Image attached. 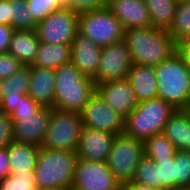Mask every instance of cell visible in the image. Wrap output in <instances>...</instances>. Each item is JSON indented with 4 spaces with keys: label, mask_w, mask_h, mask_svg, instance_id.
<instances>
[{
    "label": "cell",
    "mask_w": 190,
    "mask_h": 190,
    "mask_svg": "<svg viewBox=\"0 0 190 190\" xmlns=\"http://www.w3.org/2000/svg\"><path fill=\"white\" fill-rule=\"evenodd\" d=\"M133 64L157 66L179 50L167 30L154 28L125 29L124 39Z\"/></svg>",
    "instance_id": "1"
},
{
    "label": "cell",
    "mask_w": 190,
    "mask_h": 190,
    "mask_svg": "<svg viewBox=\"0 0 190 190\" xmlns=\"http://www.w3.org/2000/svg\"><path fill=\"white\" fill-rule=\"evenodd\" d=\"M158 94L176 109H190V69L179 49L170 58L154 66Z\"/></svg>",
    "instance_id": "2"
},
{
    "label": "cell",
    "mask_w": 190,
    "mask_h": 190,
    "mask_svg": "<svg viewBox=\"0 0 190 190\" xmlns=\"http://www.w3.org/2000/svg\"><path fill=\"white\" fill-rule=\"evenodd\" d=\"M96 91L92 78L83 75L72 62L55 69L53 109L81 112Z\"/></svg>",
    "instance_id": "3"
},
{
    "label": "cell",
    "mask_w": 190,
    "mask_h": 190,
    "mask_svg": "<svg viewBox=\"0 0 190 190\" xmlns=\"http://www.w3.org/2000/svg\"><path fill=\"white\" fill-rule=\"evenodd\" d=\"M76 151L39 148L34 178L38 190L56 187H72Z\"/></svg>",
    "instance_id": "4"
},
{
    "label": "cell",
    "mask_w": 190,
    "mask_h": 190,
    "mask_svg": "<svg viewBox=\"0 0 190 190\" xmlns=\"http://www.w3.org/2000/svg\"><path fill=\"white\" fill-rule=\"evenodd\" d=\"M176 110L159 97L139 102L125 118L123 133L145 141L153 135L162 133L165 124Z\"/></svg>",
    "instance_id": "5"
},
{
    "label": "cell",
    "mask_w": 190,
    "mask_h": 190,
    "mask_svg": "<svg viewBox=\"0 0 190 190\" xmlns=\"http://www.w3.org/2000/svg\"><path fill=\"white\" fill-rule=\"evenodd\" d=\"M83 127L79 112L51 108V118L41 147L76 151Z\"/></svg>",
    "instance_id": "6"
},
{
    "label": "cell",
    "mask_w": 190,
    "mask_h": 190,
    "mask_svg": "<svg viewBox=\"0 0 190 190\" xmlns=\"http://www.w3.org/2000/svg\"><path fill=\"white\" fill-rule=\"evenodd\" d=\"M145 156L144 141L125 135H116L106 164L121 183L134 179L137 166Z\"/></svg>",
    "instance_id": "7"
},
{
    "label": "cell",
    "mask_w": 190,
    "mask_h": 190,
    "mask_svg": "<svg viewBox=\"0 0 190 190\" xmlns=\"http://www.w3.org/2000/svg\"><path fill=\"white\" fill-rule=\"evenodd\" d=\"M124 32L123 25L107 7L79 14L78 33L100 47L123 40Z\"/></svg>",
    "instance_id": "8"
},
{
    "label": "cell",
    "mask_w": 190,
    "mask_h": 190,
    "mask_svg": "<svg viewBox=\"0 0 190 190\" xmlns=\"http://www.w3.org/2000/svg\"><path fill=\"white\" fill-rule=\"evenodd\" d=\"M78 17L77 12L65 7L53 11L38 22V39L46 44L71 45L78 33Z\"/></svg>",
    "instance_id": "9"
},
{
    "label": "cell",
    "mask_w": 190,
    "mask_h": 190,
    "mask_svg": "<svg viewBox=\"0 0 190 190\" xmlns=\"http://www.w3.org/2000/svg\"><path fill=\"white\" fill-rule=\"evenodd\" d=\"M73 190H121V183L110 171L106 162L77 159Z\"/></svg>",
    "instance_id": "10"
},
{
    "label": "cell",
    "mask_w": 190,
    "mask_h": 190,
    "mask_svg": "<svg viewBox=\"0 0 190 190\" xmlns=\"http://www.w3.org/2000/svg\"><path fill=\"white\" fill-rule=\"evenodd\" d=\"M133 62L126 42L121 40L101 49L95 85L127 78Z\"/></svg>",
    "instance_id": "11"
},
{
    "label": "cell",
    "mask_w": 190,
    "mask_h": 190,
    "mask_svg": "<svg viewBox=\"0 0 190 190\" xmlns=\"http://www.w3.org/2000/svg\"><path fill=\"white\" fill-rule=\"evenodd\" d=\"M84 127L122 134L125 118L115 112L95 91L80 112Z\"/></svg>",
    "instance_id": "12"
},
{
    "label": "cell",
    "mask_w": 190,
    "mask_h": 190,
    "mask_svg": "<svg viewBox=\"0 0 190 190\" xmlns=\"http://www.w3.org/2000/svg\"><path fill=\"white\" fill-rule=\"evenodd\" d=\"M51 118V107H41L34 115L21 116L13 123V141L41 147Z\"/></svg>",
    "instance_id": "13"
},
{
    "label": "cell",
    "mask_w": 190,
    "mask_h": 190,
    "mask_svg": "<svg viewBox=\"0 0 190 190\" xmlns=\"http://www.w3.org/2000/svg\"><path fill=\"white\" fill-rule=\"evenodd\" d=\"M96 92L115 112L126 118L138 101L127 78L96 85Z\"/></svg>",
    "instance_id": "14"
},
{
    "label": "cell",
    "mask_w": 190,
    "mask_h": 190,
    "mask_svg": "<svg viewBox=\"0 0 190 190\" xmlns=\"http://www.w3.org/2000/svg\"><path fill=\"white\" fill-rule=\"evenodd\" d=\"M115 137L116 134L83 126L76 150L78 159L106 162Z\"/></svg>",
    "instance_id": "15"
},
{
    "label": "cell",
    "mask_w": 190,
    "mask_h": 190,
    "mask_svg": "<svg viewBox=\"0 0 190 190\" xmlns=\"http://www.w3.org/2000/svg\"><path fill=\"white\" fill-rule=\"evenodd\" d=\"M154 162L160 166L162 190L190 187V151L177 150L174 160Z\"/></svg>",
    "instance_id": "16"
},
{
    "label": "cell",
    "mask_w": 190,
    "mask_h": 190,
    "mask_svg": "<svg viewBox=\"0 0 190 190\" xmlns=\"http://www.w3.org/2000/svg\"><path fill=\"white\" fill-rule=\"evenodd\" d=\"M107 8L118 18L124 29L152 26L144 0H108Z\"/></svg>",
    "instance_id": "17"
},
{
    "label": "cell",
    "mask_w": 190,
    "mask_h": 190,
    "mask_svg": "<svg viewBox=\"0 0 190 190\" xmlns=\"http://www.w3.org/2000/svg\"><path fill=\"white\" fill-rule=\"evenodd\" d=\"M99 45L77 33L71 43V62L85 76L96 77L101 55Z\"/></svg>",
    "instance_id": "18"
},
{
    "label": "cell",
    "mask_w": 190,
    "mask_h": 190,
    "mask_svg": "<svg viewBox=\"0 0 190 190\" xmlns=\"http://www.w3.org/2000/svg\"><path fill=\"white\" fill-rule=\"evenodd\" d=\"M29 83V66H24L10 77L0 80V111L8 115L13 112L20 98L28 93Z\"/></svg>",
    "instance_id": "19"
},
{
    "label": "cell",
    "mask_w": 190,
    "mask_h": 190,
    "mask_svg": "<svg viewBox=\"0 0 190 190\" xmlns=\"http://www.w3.org/2000/svg\"><path fill=\"white\" fill-rule=\"evenodd\" d=\"M30 67V83L28 96L42 107L53 106L55 88V69L28 65Z\"/></svg>",
    "instance_id": "20"
},
{
    "label": "cell",
    "mask_w": 190,
    "mask_h": 190,
    "mask_svg": "<svg viewBox=\"0 0 190 190\" xmlns=\"http://www.w3.org/2000/svg\"><path fill=\"white\" fill-rule=\"evenodd\" d=\"M127 79L131 84V88L138 103L157 97L158 86L154 67L133 64L128 73Z\"/></svg>",
    "instance_id": "21"
},
{
    "label": "cell",
    "mask_w": 190,
    "mask_h": 190,
    "mask_svg": "<svg viewBox=\"0 0 190 190\" xmlns=\"http://www.w3.org/2000/svg\"><path fill=\"white\" fill-rule=\"evenodd\" d=\"M176 150L190 151V109H177L162 132Z\"/></svg>",
    "instance_id": "22"
},
{
    "label": "cell",
    "mask_w": 190,
    "mask_h": 190,
    "mask_svg": "<svg viewBox=\"0 0 190 190\" xmlns=\"http://www.w3.org/2000/svg\"><path fill=\"white\" fill-rule=\"evenodd\" d=\"M6 148L9 157V174L34 171L37 163L39 146L12 141Z\"/></svg>",
    "instance_id": "23"
},
{
    "label": "cell",
    "mask_w": 190,
    "mask_h": 190,
    "mask_svg": "<svg viewBox=\"0 0 190 190\" xmlns=\"http://www.w3.org/2000/svg\"><path fill=\"white\" fill-rule=\"evenodd\" d=\"M39 44L35 30H14L8 53L28 66L33 63Z\"/></svg>",
    "instance_id": "24"
},
{
    "label": "cell",
    "mask_w": 190,
    "mask_h": 190,
    "mask_svg": "<svg viewBox=\"0 0 190 190\" xmlns=\"http://www.w3.org/2000/svg\"><path fill=\"white\" fill-rule=\"evenodd\" d=\"M71 62V45L46 44L40 42L31 65L56 69Z\"/></svg>",
    "instance_id": "25"
},
{
    "label": "cell",
    "mask_w": 190,
    "mask_h": 190,
    "mask_svg": "<svg viewBox=\"0 0 190 190\" xmlns=\"http://www.w3.org/2000/svg\"><path fill=\"white\" fill-rule=\"evenodd\" d=\"M167 32L179 47L190 40V0L176 4L173 22Z\"/></svg>",
    "instance_id": "26"
},
{
    "label": "cell",
    "mask_w": 190,
    "mask_h": 190,
    "mask_svg": "<svg viewBox=\"0 0 190 190\" xmlns=\"http://www.w3.org/2000/svg\"><path fill=\"white\" fill-rule=\"evenodd\" d=\"M154 28L168 30L173 22L177 2L175 0H144Z\"/></svg>",
    "instance_id": "27"
},
{
    "label": "cell",
    "mask_w": 190,
    "mask_h": 190,
    "mask_svg": "<svg viewBox=\"0 0 190 190\" xmlns=\"http://www.w3.org/2000/svg\"><path fill=\"white\" fill-rule=\"evenodd\" d=\"M145 156L153 161L174 160L176 148L163 134H156L144 141Z\"/></svg>",
    "instance_id": "28"
},
{
    "label": "cell",
    "mask_w": 190,
    "mask_h": 190,
    "mask_svg": "<svg viewBox=\"0 0 190 190\" xmlns=\"http://www.w3.org/2000/svg\"><path fill=\"white\" fill-rule=\"evenodd\" d=\"M133 182L162 190L160 166L152 159L144 156L137 166Z\"/></svg>",
    "instance_id": "29"
},
{
    "label": "cell",
    "mask_w": 190,
    "mask_h": 190,
    "mask_svg": "<svg viewBox=\"0 0 190 190\" xmlns=\"http://www.w3.org/2000/svg\"><path fill=\"white\" fill-rule=\"evenodd\" d=\"M38 21L27 6V0L11 2V27L14 30H36Z\"/></svg>",
    "instance_id": "30"
},
{
    "label": "cell",
    "mask_w": 190,
    "mask_h": 190,
    "mask_svg": "<svg viewBox=\"0 0 190 190\" xmlns=\"http://www.w3.org/2000/svg\"><path fill=\"white\" fill-rule=\"evenodd\" d=\"M0 190H38L34 171L8 174L0 181Z\"/></svg>",
    "instance_id": "31"
},
{
    "label": "cell",
    "mask_w": 190,
    "mask_h": 190,
    "mask_svg": "<svg viewBox=\"0 0 190 190\" xmlns=\"http://www.w3.org/2000/svg\"><path fill=\"white\" fill-rule=\"evenodd\" d=\"M27 6L38 22L43 20L53 11L63 8L57 0H27Z\"/></svg>",
    "instance_id": "32"
},
{
    "label": "cell",
    "mask_w": 190,
    "mask_h": 190,
    "mask_svg": "<svg viewBox=\"0 0 190 190\" xmlns=\"http://www.w3.org/2000/svg\"><path fill=\"white\" fill-rule=\"evenodd\" d=\"M41 107L28 94H24L20 98V102L17 103L15 110L9 114L12 124L18 121L21 116L34 115Z\"/></svg>",
    "instance_id": "33"
},
{
    "label": "cell",
    "mask_w": 190,
    "mask_h": 190,
    "mask_svg": "<svg viewBox=\"0 0 190 190\" xmlns=\"http://www.w3.org/2000/svg\"><path fill=\"white\" fill-rule=\"evenodd\" d=\"M25 65L17 58L6 53H0V80L10 77Z\"/></svg>",
    "instance_id": "34"
},
{
    "label": "cell",
    "mask_w": 190,
    "mask_h": 190,
    "mask_svg": "<svg viewBox=\"0 0 190 190\" xmlns=\"http://www.w3.org/2000/svg\"><path fill=\"white\" fill-rule=\"evenodd\" d=\"M108 0H68V8L78 14L104 9Z\"/></svg>",
    "instance_id": "35"
},
{
    "label": "cell",
    "mask_w": 190,
    "mask_h": 190,
    "mask_svg": "<svg viewBox=\"0 0 190 190\" xmlns=\"http://www.w3.org/2000/svg\"><path fill=\"white\" fill-rule=\"evenodd\" d=\"M12 120L8 114L0 111V148H4L13 141Z\"/></svg>",
    "instance_id": "36"
},
{
    "label": "cell",
    "mask_w": 190,
    "mask_h": 190,
    "mask_svg": "<svg viewBox=\"0 0 190 190\" xmlns=\"http://www.w3.org/2000/svg\"><path fill=\"white\" fill-rule=\"evenodd\" d=\"M13 33L14 29L11 26L0 24V53L8 52Z\"/></svg>",
    "instance_id": "37"
},
{
    "label": "cell",
    "mask_w": 190,
    "mask_h": 190,
    "mask_svg": "<svg viewBox=\"0 0 190 190\" xmlns=\"http://www.w3.org/2000/svg\"><path fill=\"white\" fill-rule=\"evenodd\" d=\"M0 24L11 26V2L0 0Z\"/></svg>",
    "instance_id": "38"
},
{
    "label": "cell",
    "mask_w": 190,
    "mask_h": 190,
    "mask_svg": "<svg viewBox=\"0 0 190 190\" xmlns=\"http://www.w3.org/2000/svg\"><path fill=\"white\" fill-rule=\"evenodd\" d=\"M9 174V157L7 148H0V181Z\"/></svg>",
    "instance_id": "39"
},
{
    "label": "cell",
    "mask_w": 190,
    "mask_h": 190,
    "mask_svg": "<svg viewBox=\"0 0 190 190\" xmlns=\"http://www.w3.org/2000/svg\"><path fill=\"white\" fill-rule=\"evenodd\" d=\"M121 190H159L156 188H151L147 185H142L133 181L121 184Z\"/></svg>",
    "instance_id": "40"
},
{
    "label": "cell",
    "mask_w": 190,
    "mask_h": 190,
    "mask_svg": "<svg viewBox=\"0 0 190 190\" xmlns=\"http://www.w3.org/2000/svg\"><path fill=\"white\" fill-rule=\"evenodd\" d=\"M179 49L182 51V53L186 57V60L188 62L189 69H190V46L186 43V44L181 45Z\"/></svg>",
    "instance_id": "41"
},
{
    "label": "cell",
    "mask_w": 190,
    "mask_h": 190,
    "mask_svg": "<svg viewBox=\"0 0 190 190\" xmlns=\"http://www.w3.org/2000/svg\"><path fill=\"white\" fill-rule=\"evenodd\" d=\"M46 190H73L72 187H56V188H50Z\"/></svg>",
    "instance_id": "42"
},
{
    "label": "cell",
    "mask_w": 190,
    "mask_h": 190,
    "mask_svg": "<svg viewBox=\"0 0 190 190\" xmlns=\"http://www.w3.org/2000/svg\"><path fill=\"white\" fill-rule=\"evenodd\" d=\"M57 1H59V3H60L63 7L68 8V0H57Z\"/></svg>",
    "instance_id": "43"
},
{
    "label": "cell",
    "mask_w": 190,
    "mask_h": 190,
    "mask_svg": "<svg viewBox=\"0 0 190 190\" xmlns=\"http://www.w3.org/2000/svg\"><path fill=\"white\" fill-rule=\"evenodd\" d=\"M172 190H190V188L189 187H181V188H175Z\"/></svg>",
    "instance_id": "44"
},
{
    "label": "cell",
    "mask_w": 190,
    "mask_h": 190,
    "mask_svg": "<svg viewBox=\"0 0 190 190\" xmlns=\"http://www.w3.org/2000/svg\"><path fill=\"white\" fill-rule=\"evenodd\" d=\"M177 3H181V2H184V1H188V0H175Z\"/></svg>",
    "instance_id": "45"
},
{
    "label": "cell",
    "mask_w": 190,
    "mask_h": 190,
    "mask_svg": "<svg viewBox=\"0 0 190 190\" xmlns=\"http://www.w3.org/2000/svg\"><path fill=\"white\" fill-rule=\"evenodd\" d=\"M5 1L12 2V1H17V0H5Z\"/></svg>",
    "instance_id": "46"
}]
</instances>
